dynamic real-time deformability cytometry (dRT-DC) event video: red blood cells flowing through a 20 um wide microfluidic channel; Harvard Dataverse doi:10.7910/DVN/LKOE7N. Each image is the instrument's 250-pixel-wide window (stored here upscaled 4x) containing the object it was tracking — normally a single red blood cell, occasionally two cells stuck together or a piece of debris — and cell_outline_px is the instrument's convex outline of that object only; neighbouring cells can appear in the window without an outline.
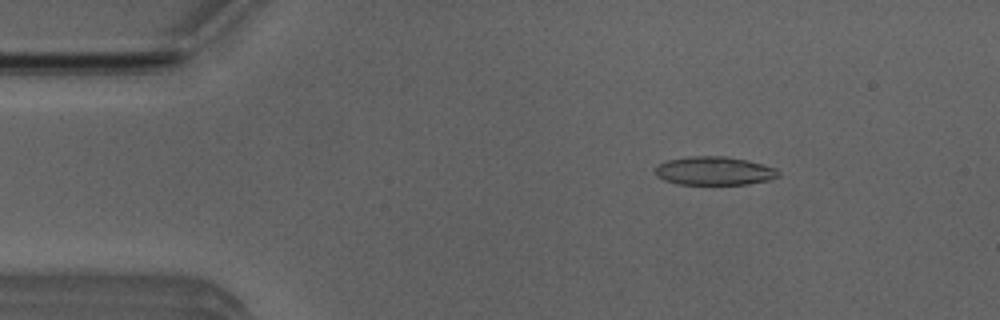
{"species": "Egyptian fruit bat (a non-hibernating species)", "species_latin": "Rousettus aegyptiacus", "temperature_condition": "room temperature", "stored_images_in_passage": 52, "camera_frame_rate_fps": 3000, "um_per_image_px": 0.085, "animal": {"sex": "male"}, "frame": {"image": 1, "passage_image": 7, "time_ms": 2.0, "image_size_px": [1000, 320], "cell_outline_px": [[780, 176], [768, 180], [748, 184], [676, 184], [664, 180], [656, 176], [656, 168], [660, 164], [668, 160], [692, 156], [724, 156], [744, 160], [776, 168], [780, 172]], "centroid_in_image_um": [60.72, 14.53], "position_along_channel_um": 24.3, "area_um2": 20.23}}
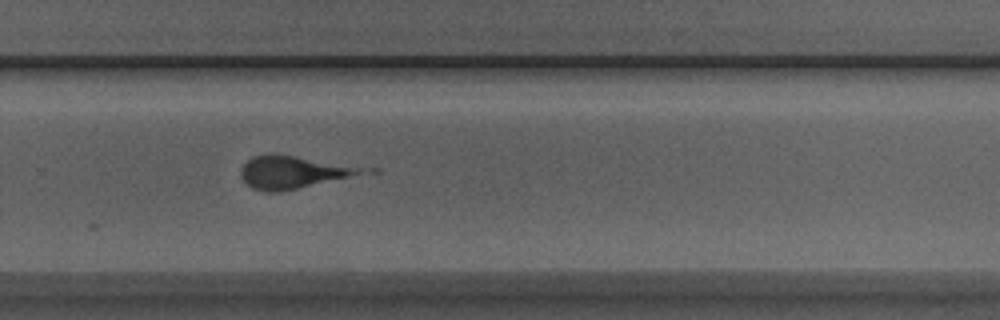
{"frame": {"image": 2, "passage_image": 34, "time_ms": 11.0, "image_size_px": [1000, 320], "cell_outline_px": [[360, 172], [348, 176], [280, 192], [268, 192], [252, 188], [240, 176], [240, 168], [252, 156], [268, 152], [276, 152], [360, 168]], "centroid_in_image_um": [24.64, 14.61], "position_along_channel_um": 305.2, "area_um2": 22.14}}
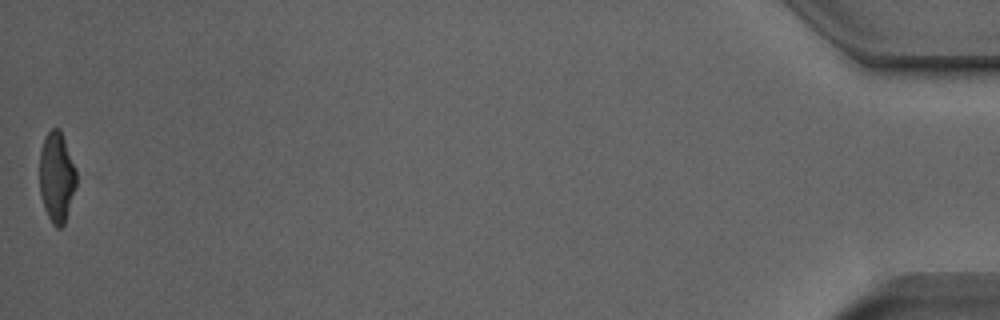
{"frame": {"image": 3, "passage_image": 52, "time_ms": 17.0, "image_size_px": [1000, 320], "cell_outline_px": [[76, 188], [64, 224], [60, 228], [56, 228], [52, 224], [44, 208], [40, 196], [40, 152], [44, 136], [52, 128], [60, 128], [76, 168]], "centroid_in_image_um": [4.82, 15.05], "position_along_channel_um": 430.4, "area_um2": 19.54}}